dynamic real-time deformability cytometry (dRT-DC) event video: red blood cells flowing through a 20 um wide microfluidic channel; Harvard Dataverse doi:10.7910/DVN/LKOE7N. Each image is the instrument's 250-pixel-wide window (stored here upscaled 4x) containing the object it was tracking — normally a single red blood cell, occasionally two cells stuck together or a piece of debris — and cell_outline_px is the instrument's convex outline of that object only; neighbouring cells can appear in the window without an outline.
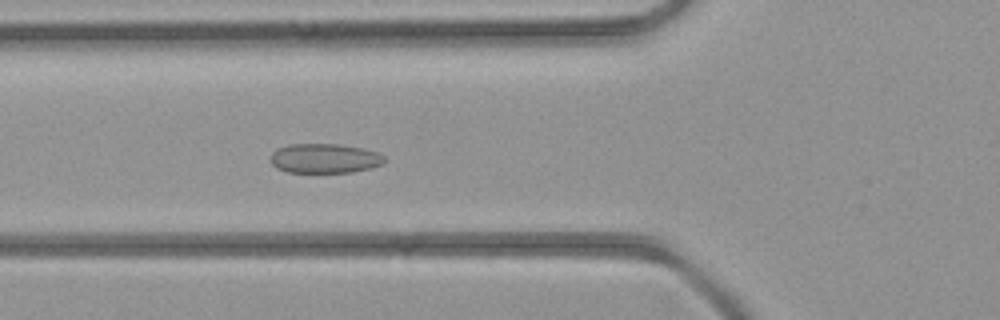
{"species": "common noctule bat (a hibernating species)", "species_latin": "Nyctalus noctula", "temperature_condition": "room temperature", "stored_images_in_passage": 37, "camera_frame_rate_fps": 3000, "um_per_image_px": 0.085, "animal": {"sex": "female", "body_mass_g": 21.9}, "frame": {"image": 1, "passage_image": 9, "time_ms": 2.667, "image_size_px": [1000, 320], "cell_outline_px": [[384, 164], [372, 168], [352, 172], [288, 172], [276, 168], [268, 160], [272, 152], [276, 148], [288, 144], [340, 144], [364, 148], [376, 152], [384, 156]], "centroid_in_image_um": [27.56, 13.46], "position_along_channel_um": 98.2, "area_um2": 19.88}}
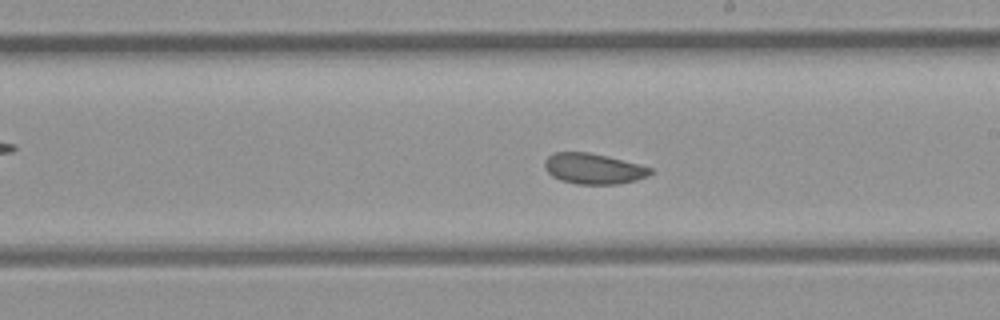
{"frame": {"image": 2, "passage_image": 18, "time_ms": 5.667, "image_size_px": [1000, 320], "cell_outline_px": [[652, 172], [648, 176], [636, 180], [616, 184], [576, 184], [560, 180], [552, 176], [548, 172], [544, 164], [544, 160], [548, 156], [556, 152], [588, 152], [608, 156], [640, 164], [652, 168]], "centroid_in_image_um": [50.45, 14.33], "position_along_channel_um": 238.6, "area_um2": 18.9}}
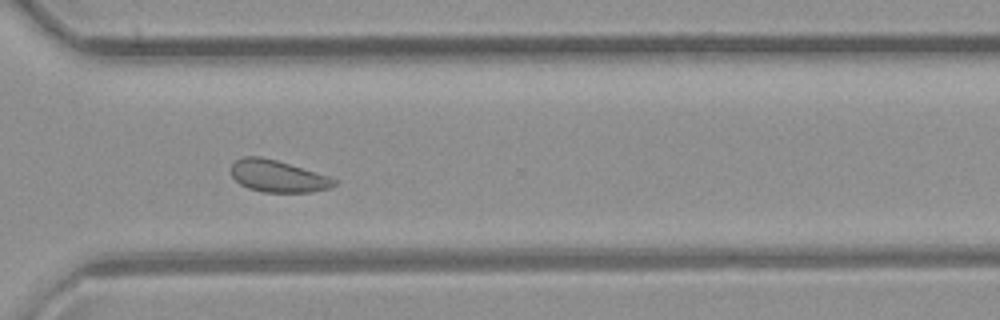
{"frame": {"image": 3, "passage_image": 25, "time_ms": 8.0, "image_size_px": [1000, 320], "cell_outline_px": [[336, 184], [332, 188], [312, 192], [260, 192], [248, 188], [240, 184], [232, 176], [232, 164], [236, 160], [244, 156], [260, 156], [276, 160], [328, 176], [336, 180]], "centroid_in_image_um": [23.61, 14.98], "position_along_channel_um": 347.0, "area_um2": 19.07}}